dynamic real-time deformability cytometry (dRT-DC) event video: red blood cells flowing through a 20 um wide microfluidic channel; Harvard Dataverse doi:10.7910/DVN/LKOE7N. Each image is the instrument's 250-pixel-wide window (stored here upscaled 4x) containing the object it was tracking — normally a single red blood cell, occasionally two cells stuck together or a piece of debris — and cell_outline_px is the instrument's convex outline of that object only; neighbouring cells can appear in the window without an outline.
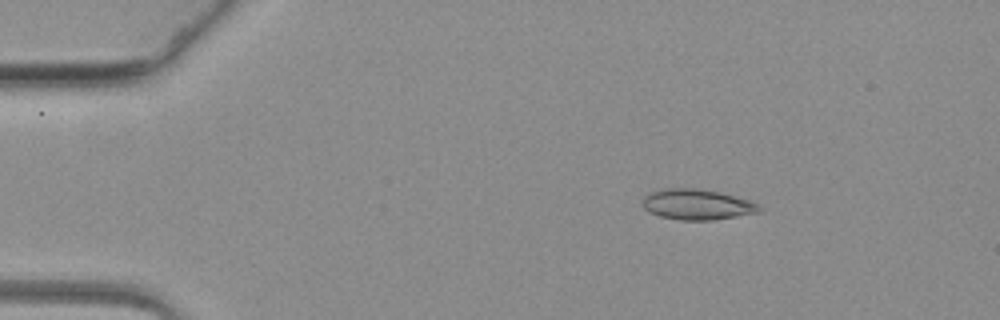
{"species": "common noctule bat (a hibernating species)", "species_latin": "Nyctalus noctula", "temperature_condition": "warm", "stored_images_in_passage": 62, "camera_frame_rate_fps": 3000, "um_per_image_px": 0.085, "animal": {"sex": "female", "body_mass_g": 19.3, "forearm_length_mm": 54.1}, "frame": {"image": 1, "passage_image": 10, "time_ms": 3.0, "image_size_px": [1000, 320], "cell_outline_px": [[764, 208], [760, 212], [712, 220], [680, 220], [660, 216], [648, 212], [640, 204], [640, 200], [648, 192], [664, 188], [692, 188], [720, 192], [748, 200]], "centroid_in_image_um": [59.18, 17.38], "position_along_channel_um": 25.8, "area_um2": 20.92}}
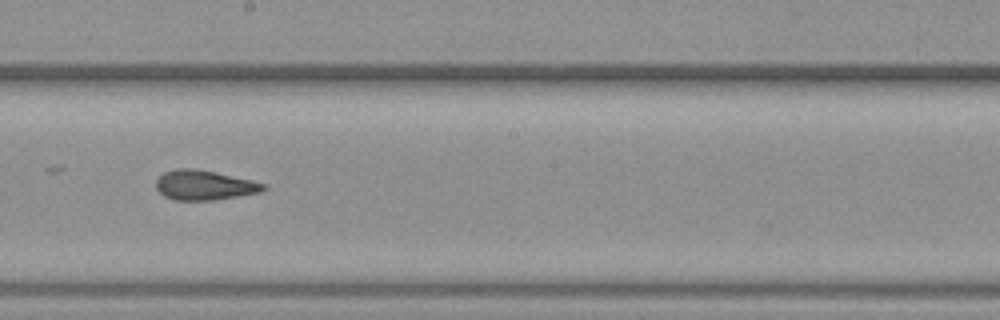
{"frame": {"image": 2, "passage_image": 35, "time_ms": 11.333, "image_size_px": [1000, 320], "cell_outline_px": [[268, 188], [260, 192], [216, 200], [176, 200], [164, 196], [156, 188], [156, 180], [164, 172], [176, 168], [196, 168], [216, 172], [252, 180], [268, 184]], "centroid_in_image_um": [17.39, 15.73], "position_along_channel_um": 230.8, "area_um2": 18.79}}
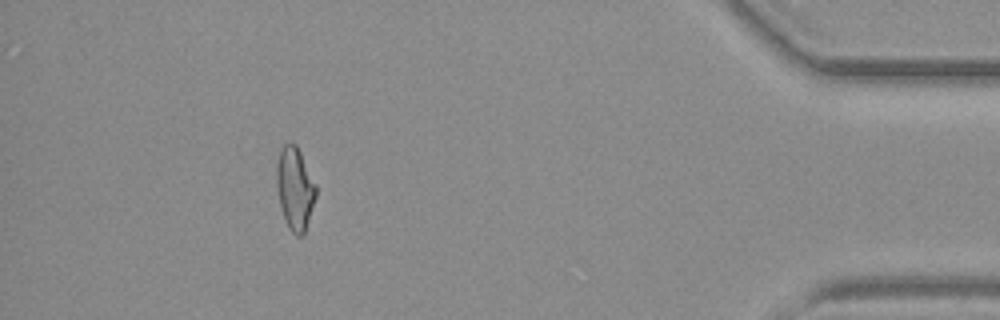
{"frame": {"image": 3, "passage_image": 56, "time_ms": 18.333, "image_size_px": [1000, 320], "cell_outline_px": [[316, 196], [304, 236], [296, 236], [288, 228], [284, 220], [280, 208], [276, 184], [276, 164], [280, 148], [284, 144], [296, 144], [316, 184]], "centroid_in_image_um": [25.05, 16.06], "position_along_channel_um": 410.1, "area_um2": 19.19}}